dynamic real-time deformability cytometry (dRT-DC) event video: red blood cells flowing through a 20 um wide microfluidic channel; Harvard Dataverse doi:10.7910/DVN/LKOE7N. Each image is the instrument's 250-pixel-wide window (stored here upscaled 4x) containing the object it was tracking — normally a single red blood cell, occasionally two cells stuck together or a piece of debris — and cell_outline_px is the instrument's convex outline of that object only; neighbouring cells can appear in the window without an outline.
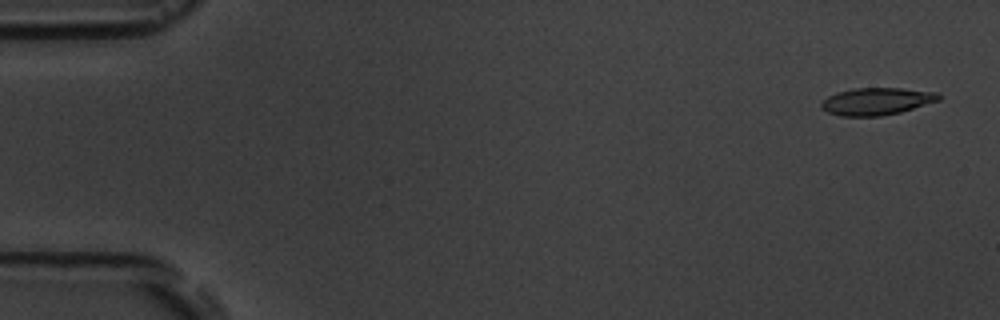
{"species": "common noctule bat (a hibernating species)", "species_latin": "Nyctalus noctula", "temperature_condition": "room temperature", "stored_images_in_passage": 4, "camera_frame_rate_fps": 3000, "um_per_image_px": 0.085, "animal": {"sex": "male", "body_mass_g": 19.5, "forearm_length_mm": 54.6}, "frame": {"image": 1, "passage_image": 1, "time_ms": 0.0, "image_size_px": [1000, 320], "cell_outline_px": [[940, 100], [900, 112], [880, 116], [840, 116], [828, 112], [820, 108], [820, 100], [836, 92], [852, 88], [900, 88], [940, 92]], "centroid_in_image_um": [74.48, 8.6], "position_along_channel_um": 10.5, "area_um2": 18.84}}
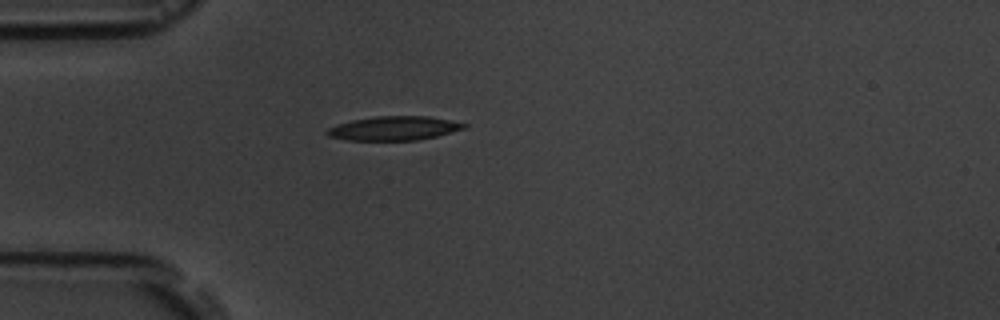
{"frame": {"image": 2, "passage_image": 4, "time_ms": 4.333, "image_size_px": [1000, 320], "cell_outline_px": [[468, 128], [436, 136], [416, 140], [344, 140], [328, 136], [324, 132], [328, 128], [336, 124], [352, 120], [376, 116], [428, 116], [452, 120], [468, 124]], "centroid_in_image_um": [33.49, 10.9], "position_along_channel_um": 51.5, "area_um2": 19.36}}